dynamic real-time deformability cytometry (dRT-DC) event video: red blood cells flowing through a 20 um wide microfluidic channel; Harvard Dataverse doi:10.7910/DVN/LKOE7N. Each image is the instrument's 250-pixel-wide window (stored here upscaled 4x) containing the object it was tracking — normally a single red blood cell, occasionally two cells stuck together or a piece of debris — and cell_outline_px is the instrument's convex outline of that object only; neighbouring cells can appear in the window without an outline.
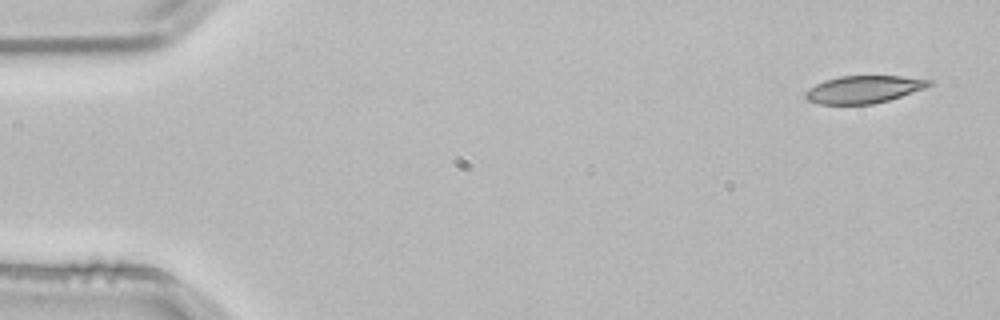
{"species": "common noctule bat (a hibernating species)", "species_latin": "Nyctalus noctula", "temperature_condition": "room temperature", "stored_images_in_passage": 4, "segment_of_instrument_passage": [2, 2], "camera_frame_rate_fps": 3000, "um_per_image_px": 0.085, "animal": {"sex": "male", "body_mass_g": 21.5, "forearm_length_mm": 52.0}, "frame": {"image": 1, "passage_image": 4, "time_ms": 1.0, "image_size_px": [1000, 320], "cell_outline_px": [[932, 84], [924, 88], [888, 100], [872, 104], [820, 104], [808, 100], [804, 96], [804, 92], [816, 84], [824, 80], [840, 76], [900, 76], [932, 80]], "centroid_in_image_um": [73.38, 7.59], "position_along_channel_um": 11.6, "area_um2": 19.59}}